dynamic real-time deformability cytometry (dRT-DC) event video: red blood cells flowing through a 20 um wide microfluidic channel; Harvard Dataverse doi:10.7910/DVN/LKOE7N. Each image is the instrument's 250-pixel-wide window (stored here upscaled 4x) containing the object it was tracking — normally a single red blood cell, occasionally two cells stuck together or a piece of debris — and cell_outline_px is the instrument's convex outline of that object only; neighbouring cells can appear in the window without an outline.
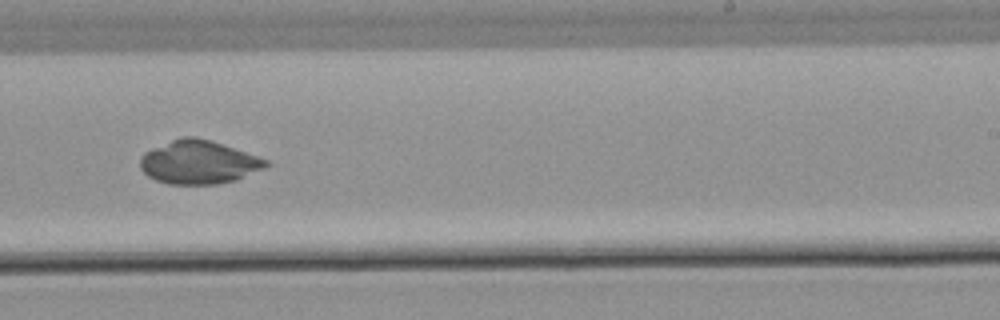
{"species": "common noctule bat (a hibernating species)", "species_latin": "Nyctalus noctula", "temperature_condition": "warm", "stored_images_in_passage": 40, "camera_frame_rate_fps": 3000, "um_per_image_px": 0.085, "animal": {"sex": "male", "body_mass_g": 21.5, "forearm_length_mm": 52.0}, "frame": {"image": 1, "passage_image": 23, "time_ms": 7.333, "image_size_px": [1000, 320], "cell_outline_px": [[272, 164], [264, 168], [236, 180], [216, 184], [168, 184], [156, 180], [148, 176], [140, 168], [140, 156], [144, 152], [152, 148], [180, 136], [192, 136], [212, 140], [268, 160]], "centroid_in_image_um": [16.87, 13.78], "position_along_channel_um": 272.1, "area_um2": 31.96}}